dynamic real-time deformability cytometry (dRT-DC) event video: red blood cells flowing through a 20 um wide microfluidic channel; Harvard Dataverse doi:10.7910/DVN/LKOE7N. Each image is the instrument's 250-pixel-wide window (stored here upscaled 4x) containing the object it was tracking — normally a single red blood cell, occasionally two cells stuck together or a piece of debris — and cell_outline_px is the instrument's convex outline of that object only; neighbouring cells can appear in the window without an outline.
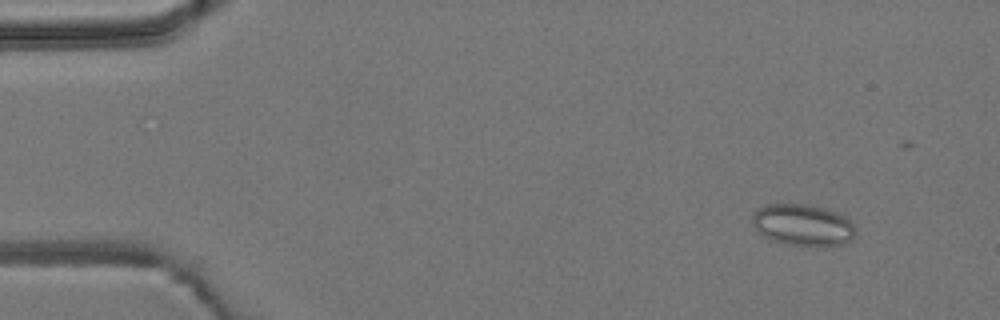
{"species": "common noctule bat (a hibernating species)", "species_latin": "Nyctalus noctula", "temperature_condition": "room temperature", "stored_images_in_passage": 5, "camera_frame_rate_fps": 3000, "um_per_image_px": 0.085, "animal": {"sex": "male", "body_mass_g": 19.2, "forearm_length_mm": 51.8}, "frame": {"image": 1, "passage_image": 2, "time_ms": 1.333, "image_size_px": [1000, 320], "cell_outline_px": [[856, 232], [852, 240], [840, 244], [816, 248], [784, 244], [768, 240], [752, 224], [752, 216], [764, 204], [808, 204], [824, 208], [836, 212], [844, 216], [856, 228]], "centroid_in_image_um": [68.25, 19.16], "position_along_channel_um": 16.8, "area_um2": 25.43}}